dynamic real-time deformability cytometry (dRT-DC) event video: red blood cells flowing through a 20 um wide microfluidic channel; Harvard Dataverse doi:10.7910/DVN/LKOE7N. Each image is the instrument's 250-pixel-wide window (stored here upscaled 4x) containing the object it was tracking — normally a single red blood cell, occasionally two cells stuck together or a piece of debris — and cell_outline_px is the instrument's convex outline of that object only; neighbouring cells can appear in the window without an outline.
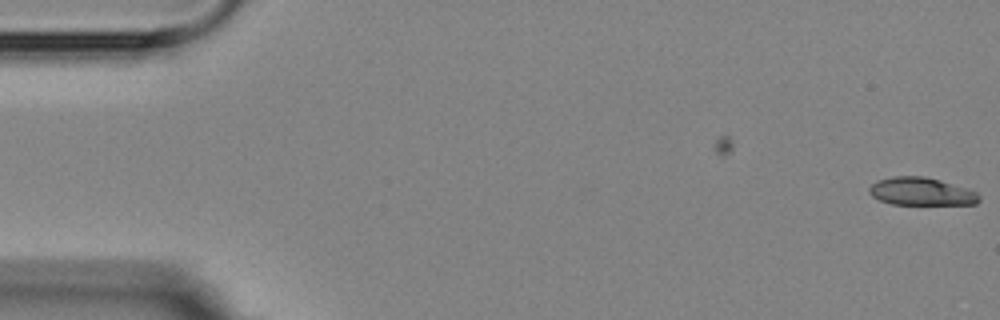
{"species": "Egyptian fruit bat (a non-hibernating species)", "species_latin": "Rousettus aegyptiacus", "temperature_condition": "room temperature", "stored_images_in_passage": 2, "camera_frame_rate_fps": 3000, "um_per_image_px": 0.085, "animal": {"sex": "female"}, "frame": {"image": 1, "passage_image": 2, "time_ms": 1.0, "image_size_px": [1000, 320], "cell_outline_px": [[980, 200], [976, 204], [892, 204], [880, 200], [872, 196], [868, 192], [868, 188], [876, 180], [892, 176], [924, 176], [940, 180], [968, 188], [976, 192], [980, 196]], "centroid_in_image_um": [78.3, 16.27], "position_along_channel_um": 6.7, "area_um2": 17.92}}